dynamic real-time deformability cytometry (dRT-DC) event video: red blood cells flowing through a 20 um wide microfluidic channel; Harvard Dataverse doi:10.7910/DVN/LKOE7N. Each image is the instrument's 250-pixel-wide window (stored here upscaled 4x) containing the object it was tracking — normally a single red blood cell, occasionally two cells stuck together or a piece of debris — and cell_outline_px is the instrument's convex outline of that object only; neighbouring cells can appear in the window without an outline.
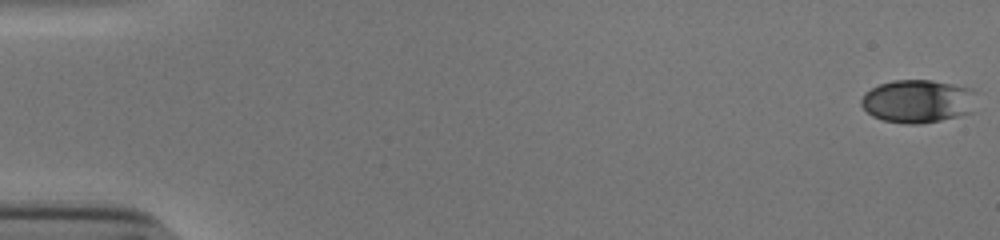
{"species": "human", "species_latin": "Homo sapiens", "temperature_condition": "cold", "stored_images_in_passage": 39, "camera_frame_rate_fps": 3000, "um_per_image_px": 0.085, "donor": {"sex": "male"}, "frame": {"image": 1, "passage_image": 1, "time_ms": 0.0, "image_size_px": [1000, 240], "cell_outline_px": [[980, 92], [972, 112], [940, 120], [920, 124], [908, 124], [884, 120], [872, 116], [860, 104], [860, 100], [864, 92], [880, 84], [892, 80], [932, 80], [972, 88]], "centroid_in_image_um": [78.06, 8.59], "position_along_channel_um": 6.9, "area_um2": 29.36}}
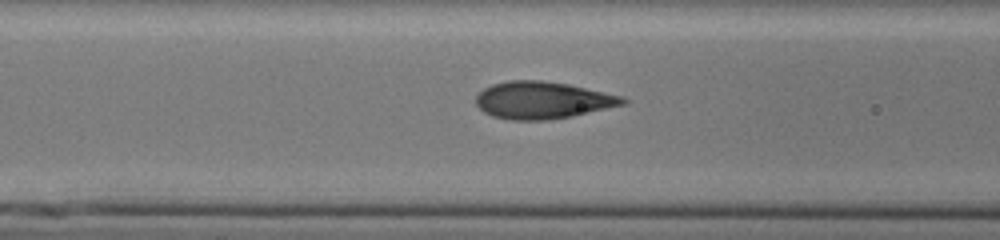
{"frame": {"image": 2, "passage_image": 23, "time_ms": 7.333, "image_size_px": [1000, 240], "cell_outline_px": [[628, 104], [572, 116], [548, 120], [512, 120], [492, 116], [484, 112], [476, 104], [476, 96], [484, 88], [492, 84], [508, 80], [540, 80], [568, 84], [624, 96], [628, 100]], "centroid_in_image_um": [46.15, 8.52], "position_along_channel_um": 120.5, "area_um2": 31.96}}
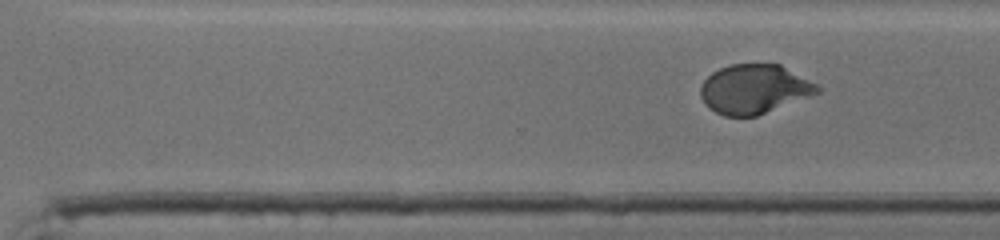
{"frame": {"image": 3, "passage_image": 39, "time_ms": 12.667, "image_size_px": [1000, 240], "cell_outline_px": [[820, 92], [756, 116], [724, 116], [708, 108], [704, 104], [700, 96], [700, 88], [704, 80], [712, 72], [720, 68], [732, 64], [780, 64], [816, 84], [820, 88]], "centroid_in_image_um": [64.06, 7.57], "position_along_channel_um": 306.5, "area_um2": 33.29}}